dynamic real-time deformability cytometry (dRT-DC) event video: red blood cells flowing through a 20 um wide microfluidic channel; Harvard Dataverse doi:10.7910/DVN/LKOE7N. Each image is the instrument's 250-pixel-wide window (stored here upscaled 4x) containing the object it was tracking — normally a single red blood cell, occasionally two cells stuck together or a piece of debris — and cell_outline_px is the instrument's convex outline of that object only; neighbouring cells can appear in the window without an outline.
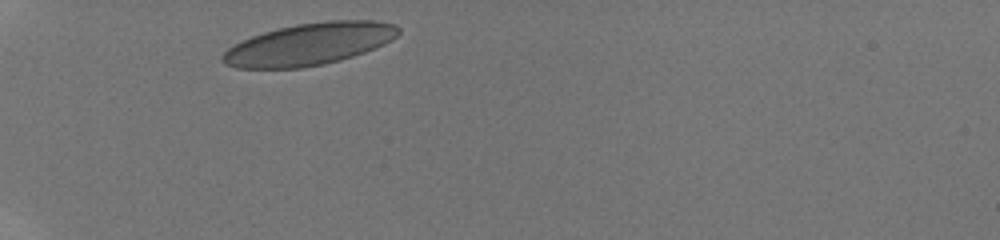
{"species": "human", "species_latin": "Homo sapiens", "temperature_condition": "room temperature", "stored_images_in_passage": 5, "camera_frame_rate_fps": 3000, "um_per_image_px": 0.085, "donor": {"sex": "male"}, "frame": {"image": 1, "passage_image": 1, "time_ms": 0.0, "image_size_px": [1000, 240], "cell_outline_px": [[400, 32], [392, 40], [384, 44], [364, 52], [340, 60], [324, 64], [304, 68], [236, 68], [224, 64], [220, 60], [220, 56], [228, 48], [252, 36], [264, 32], [296, 24], [328, 20], [372, 20], [396, 24], [400, 28]], "centroid_in_image_um": [26.29, 3.75], "position_along_channel_um": 58.7, "area_um2": 43.06}}
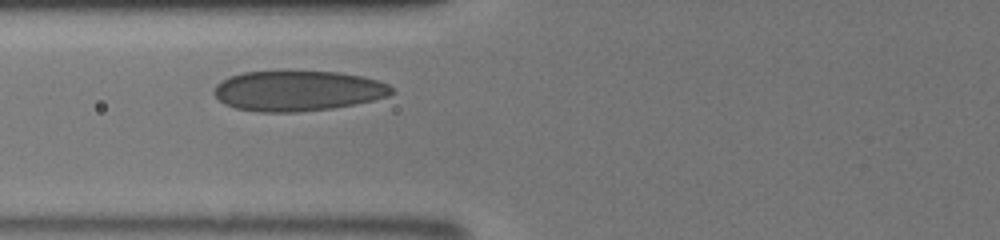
{"frame": {"image": 2, "passage_image": 3, "time_ms": 1.667, "image_size_px": [1000, 240], "cell_outline_px": [[392, 92], [388, 96], [372, 100], [332, 108], [296, 112], [260, 112], [236, 108], [224, 104], [212, 92], [216, 84], [228, 76], [244, 72], [336, 72], [360, 76], [376, 80], [388, 84], [392, 88]], "centroid_in_image_um": [25.26, 7.73], "position_along_channel_um": 100.5, "area_um2": 41.27}}
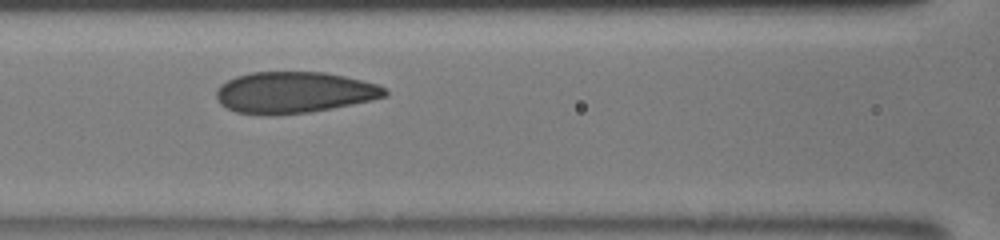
{"frame": {"image": 3, "passage_image": 4, "time_ms": 2.667, "image_size_px": [1000, 240], "cell_outline_px": [[388, 96], [372, 100], [332, 108], [308, 112], [268, 116], [260, 116], [236, 112], [220, 104], [216, 100], [216, 92], [220, 84], [236, 76], [252, 72], [324, 72], [344, 76], [376, 84], [384, 88], [388, 92]], "centroid_in_image_um": [24.95, 7.87], "position_along_channel_um": 141.6, "area_um2": 40.75}}